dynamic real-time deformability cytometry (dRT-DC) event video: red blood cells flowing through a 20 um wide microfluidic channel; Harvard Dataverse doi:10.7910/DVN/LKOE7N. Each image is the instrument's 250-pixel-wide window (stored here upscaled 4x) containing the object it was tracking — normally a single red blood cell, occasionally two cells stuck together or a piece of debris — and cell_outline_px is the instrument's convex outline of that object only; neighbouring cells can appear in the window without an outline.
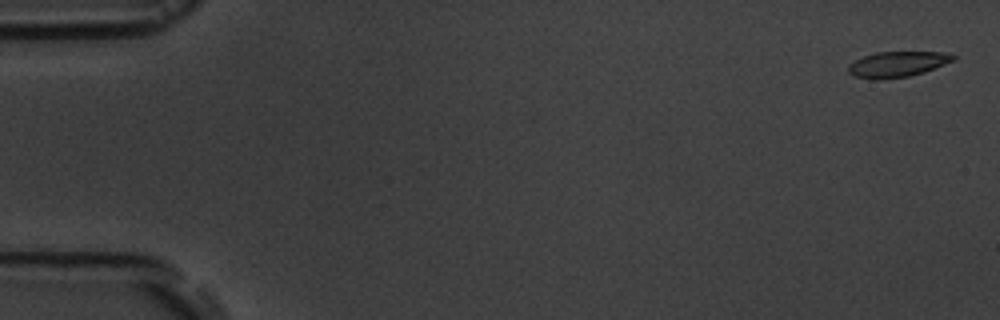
{"species": "common noctule bat (a hibernating species)", "species_latin": "Nyctalus noctula", "temperature_condition": "room temperature", "stored_images_in_passage": 8, "camera_frame_rate_fps": 3000, "um_per_image_px": 0.085, "animal": {"sex": "male", "body_mass_g": 19.5, "forearm_length_mm": 54.6}, "frame": {"image": 1, "passage_image": 1, "time_ms": 0.0, "image_size_px": [1000, 320], "cell_outline_px": [[956, 60], [924, 72], [908, 76], [876, 80], [872, 80], [852, 76], [848, 72], [848, 64], [864, 56], [876, 52], [940, 52], [956, 56]], "centroid_in_image_um": [76.24, 5.47], "position_along_channel_um": 8.8, "area_um2": 15.66}}
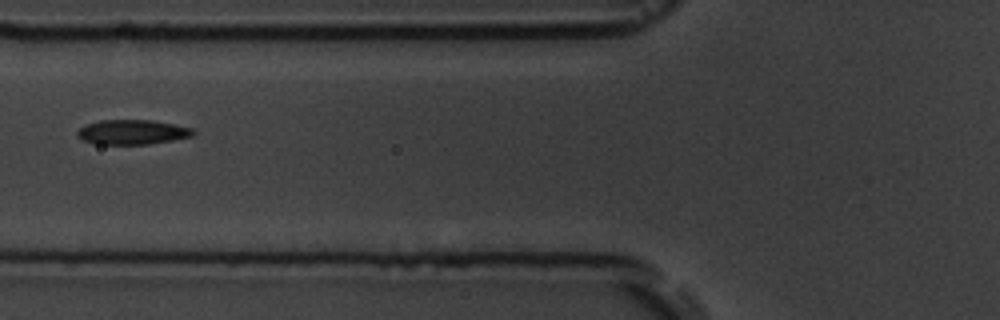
{"frame": {"image": 2, "passage_image": 6, "time_ms": 6.667, "image_size_px": [1000, 320], "cell_outline_px": [[196, 132], [192, 136], [172, 140], [148, 144], [92, 144], [80, 140], [76, 136], [76, 132], [80, 128], [88, 124], [100, 120], [152, 120], [192, 128]], "centroid_in_image_um": [11.19, 11.23], "position_along_channel_um": 114.6, "area_um2": 16.7}}
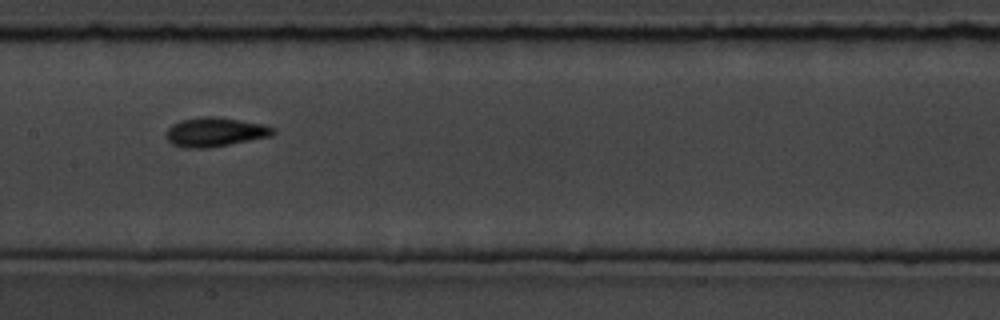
{"frame": {"image": 3, "passage_image": 8, "time_ms": 8.667, "image_size_px": [1000, 320], "cell_outline_px": [[276, 132], [272, 136], [208, 148], [184, 148], [172, 144], [164, 136], [168, 128], [172, 124], [180, 120], [204, 116], [212, 116], [240, 120], [264, 124], [276, 128]], "centroid_in_image_um": [18.27, 11.22], "position_along_channel_um": 189.1, "area_um2": 18.32}}